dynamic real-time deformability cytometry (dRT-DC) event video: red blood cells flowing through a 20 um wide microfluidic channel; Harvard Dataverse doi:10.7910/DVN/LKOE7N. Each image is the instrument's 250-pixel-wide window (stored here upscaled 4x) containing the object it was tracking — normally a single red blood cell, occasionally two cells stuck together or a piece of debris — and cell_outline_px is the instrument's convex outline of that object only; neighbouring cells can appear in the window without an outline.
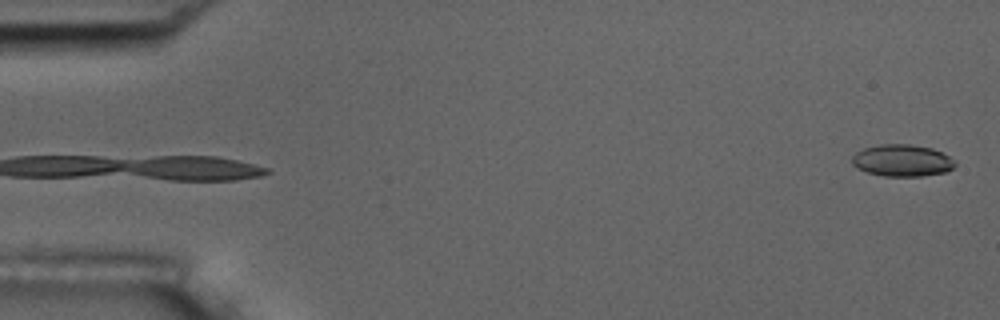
{"species": "common noctule bat (a hibernating species)", "species_latin": "Nyctalus noctula", "temperature_condition": "room temperature", "stored_images_in_passage": 55, "camera_frame_rate_fps": 3000, "um_per_image_px": 0.085, "animal": {"sex": "male", "body_mass_g": 17.5, "forearm_length_mm": 52.3}, "frame": {"image": 1, "passage_image": 1, "time_ms": 0.0, "image_size_px": [1000, 320], "cell_outline_px": [[956, 164], [952, 168], [944, 172], [920, 176], [884, 176], [868, 172], [856, 168], [852, 164], [852, 156], [856, 152], [864, 148], [880, 144], [912, 144], [932, 148], [948, 156]], "centroid_in_image_um": [76.64, 13.63], "position_along_channel_um": 8.4, "area_um2": 19.02}}
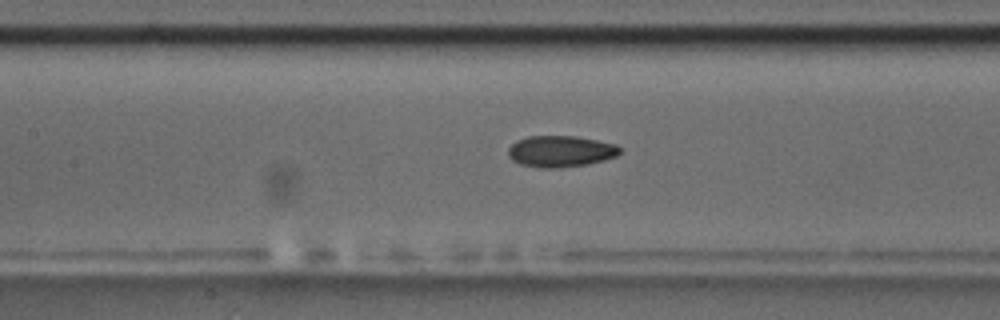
{"frame": {"image": 2, "passage_image": 25, "time_ms": 8.0, "image_size_px": [1000, 320], "cell_outline_px": [[620, 152], [616, 156], [604, 160], [588, 164], [556, 168], [540, 168], [520, 164], [512, 160], [508, 156], [508, 148], [516, 140], [528, 136], [576, 136], [616, 144], [620, 148]], "centroid_in_image_um": [47.62, 12.86], "position_along_channel_um": 159.8, "area_um2": 20.46}}
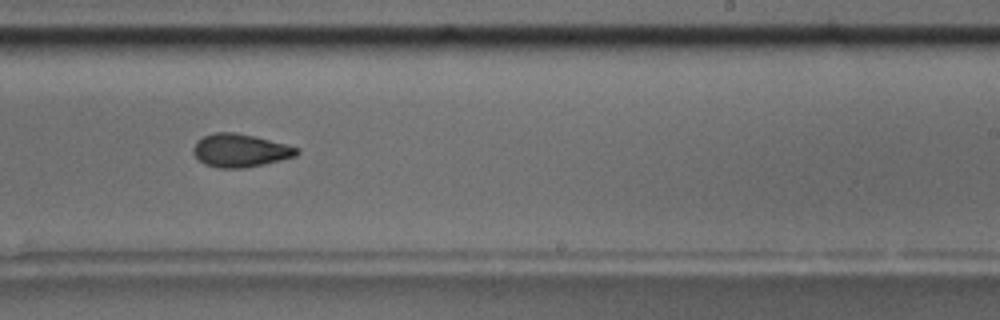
{"frame": {"image": 3, "passage_image": 34, "time_ms": 11.0, "image_size_px": [1000, 320], "cell_outline_px": [[300, 152], [296, 156], [264, 164], [244, 168], [220, 168], [204, 164], [192, 152], [192, 148], [196, 140], [204, 136], [216, 132], [236, 132], [256, 136], [300, 148]], "centroid_in_image_um": [20.42, 12.78], "position_along_channel_um": 268.6, "area_um2": 20.11}, "authors_computed_cell_mechanics": {"area_um2": 19.941, "velocity_mm_per_s": 3.6455, "shape_relaxation_time_tau1_ms": 7.6773, "shape_relaxation_time_tau2_ms": 3.5939, "deformation_change_tau1": 0.1594, "deformation_change_tau2": 0.0971}}